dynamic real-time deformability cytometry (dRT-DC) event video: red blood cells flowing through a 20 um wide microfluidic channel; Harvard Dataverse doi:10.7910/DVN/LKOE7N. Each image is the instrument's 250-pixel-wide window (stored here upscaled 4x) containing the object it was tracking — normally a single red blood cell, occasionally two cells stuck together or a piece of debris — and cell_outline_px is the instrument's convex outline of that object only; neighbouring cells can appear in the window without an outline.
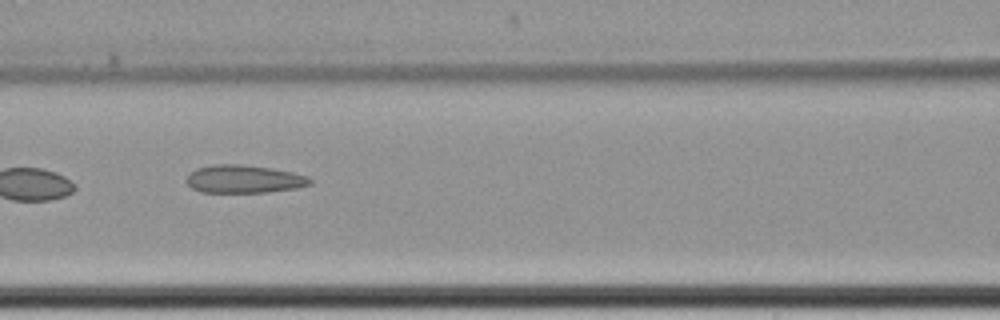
{"species": "common noctule bat (a hibernating species)", "species_latin": "Nyctalus noctula", "temperature_condition": "cold", "stored_images_in_passage": 11, "camera_frame_rate_fps": 3000, "um_per_image_px": 0.085, "animal": {"sex": "female", "body_mass_g": 22.7, "forearm_length_mm": 54.2}, "frame": {"image": 1, "passage_image": 4, "time_ms": 3.667, "image_size_px": [1000, 320], "cell_outline_px": [[312, 184], [296, 188], [268, 192], [200, 192], [192, 188], [184, 180], [196, 168], [212, 164], [240, 164], [272, 168], [292, 172], [308, 176], [312, 180]], "centroid_in_image_um": [20.74, 15.21], "position_along_channel_um": 145.9, "area_um2": 20.23}}
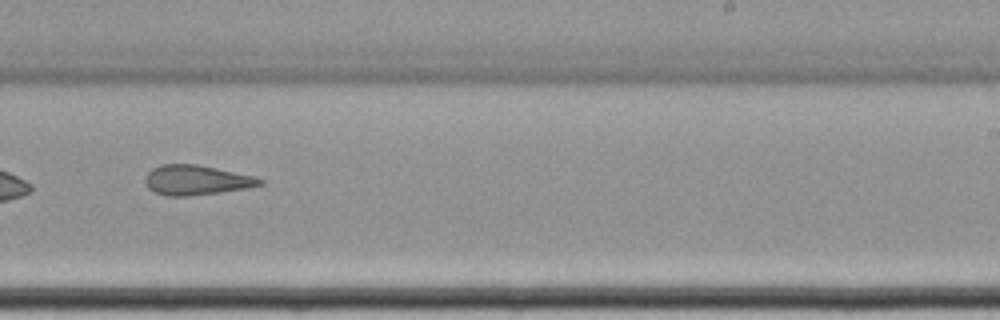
{"frame": {"image": 2, "passage_image": 7, "time_ms": 7.333, "image_size_px": [1000, 320], "cell_outline_px": [[264, 184], [248, 188], [220, 192], [188, 196], [168, 196], [156, 192], [148, 188], [144, 184], [144, 180], [148, 172], [152, 168], [160, 164], [196, 164], [256, 176], [264, 180]], "centroid_in_image_um": [16.69, 15.3], "position_along_channel_um": 272.3, "area_um2": 20.06}}
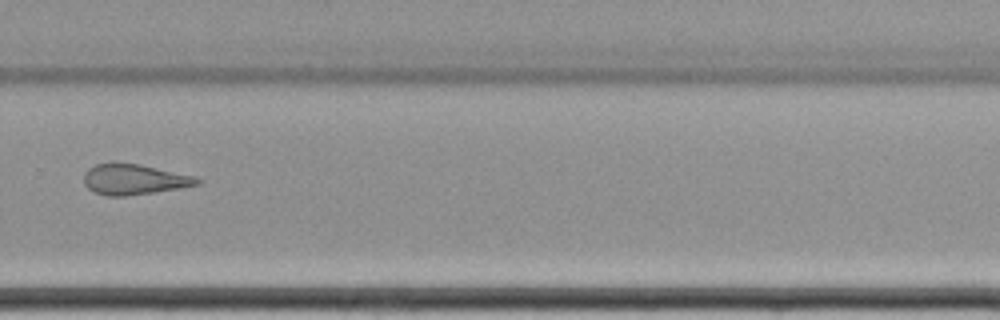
{"frame": {"image": 3, "passage_image": 8, "time_ms": 8.667, "image_size_px": [1000, 320], "cell_outline_px": [[200, 184], [180, 188], [156, 192], [124, 196], [108, 196], [96, 192], [88, 188], [84, 184], [84, 172], [88, 168], [96, 164], [112, 160], [116, 160], [140, 164], [196, 176], [200, 180]], "centroid_in_image_um": [11.37, 15.21], "position_along_channel_um": 318.4, "area_um2": 20.63}, "authors_computed_cell_mechanics": {"area_um2": 20.6346, "velocity_mm_per_s": 3.4512, "shape_relaxation_time_tau1_ms": null, "shape_relaxation_time_tau2_ms": 1.7456, "deformation_change_tau1": null, "deformation_change_tau2": 0.1014}}